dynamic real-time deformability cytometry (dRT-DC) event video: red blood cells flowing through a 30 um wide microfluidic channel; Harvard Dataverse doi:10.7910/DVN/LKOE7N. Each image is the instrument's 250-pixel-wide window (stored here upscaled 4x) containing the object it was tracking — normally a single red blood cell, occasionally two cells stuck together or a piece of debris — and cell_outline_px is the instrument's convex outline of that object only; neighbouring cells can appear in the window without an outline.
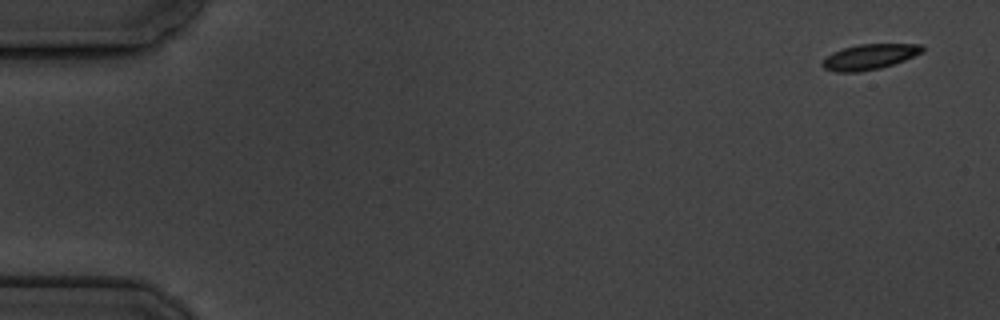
{"species": "common noctule bat (a hibernating species)", "species_latin": "Nyctalus noctula", "temperature_condition": "cold", "stored_images_in_passage": 15, "camera_frame_rate_fps": 3000, "um_per_image_px": 0.085, "animal": {"sex": "male", "body_mass_g": 19.5, "forearm_length_mm": 54.6}, "frame": {"image": 1, "passage_image": 1, "time_ms": 0.0, "image_size_px": [1000, 320], "cell_outline_px": [[924, 48], [920, 52], [904, 60], [880, 68], [860, 72], [836, 72], [824, 68], [820, 64], [832, 52], [844, 48], [860, 44], [920, 44]], "centroid_in_image_um": [73.86, 4.83], "position_along_channel_um": 11.1, "area_um2": 14.51}}
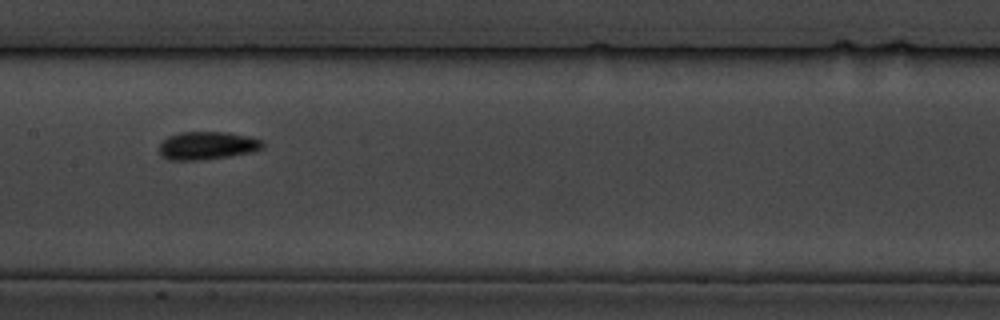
{"frame": {"image": 2, "passage_image": 8, "time_ms": 9.0, "image_size_px": [1000, 320], "cell_outline_px": [[264, 148], [252, 152], [204, 160], [168, 160], [160, 156], [160, 144], [168, 136], [180, 132], [228, 132], [252, 136], [264, 140]], "centroid_in_image_um": [17.65, 12.37], "position_along_channel_um": 189.7, "area_um2": 17.17}}
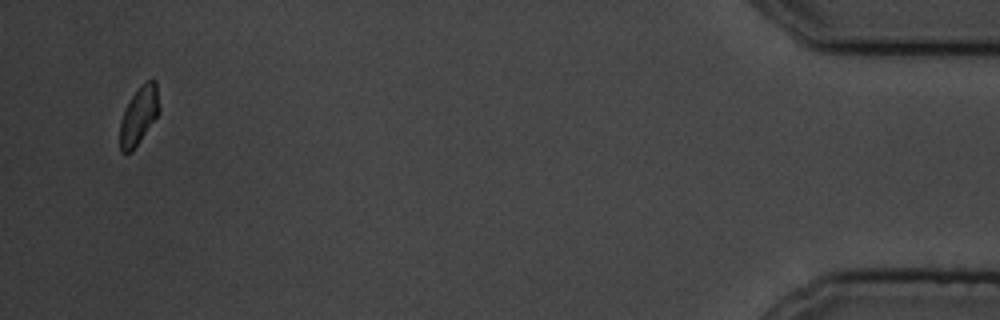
{"frame": {"image": 3, "passage_image": 15, "time_ms": 18.0, "image_size_px": [1000, 320], "cell_outline_px": [[160, 112], [132, 152], [120, 152], [120, 120], [124, 108], [140, 84], [152, 76], [156, 80], [160, 108]], "centroid_in_image_um": [11.82, 9.76], "position_along_channel_um": 423.4, "area_um2": 13.58}, "authors_computed_cell_mechanics": {"area_um2": 15.4326, "velocity_mm_per_s": 3.4661, "shape_relaxation_time_tau1_ms": 1.6501, "shape_relaxation_time_tau2_ms": 1.6417, "deformation_change_tau1": 0.1072, "deformation_change_tau2": 0.0754}}